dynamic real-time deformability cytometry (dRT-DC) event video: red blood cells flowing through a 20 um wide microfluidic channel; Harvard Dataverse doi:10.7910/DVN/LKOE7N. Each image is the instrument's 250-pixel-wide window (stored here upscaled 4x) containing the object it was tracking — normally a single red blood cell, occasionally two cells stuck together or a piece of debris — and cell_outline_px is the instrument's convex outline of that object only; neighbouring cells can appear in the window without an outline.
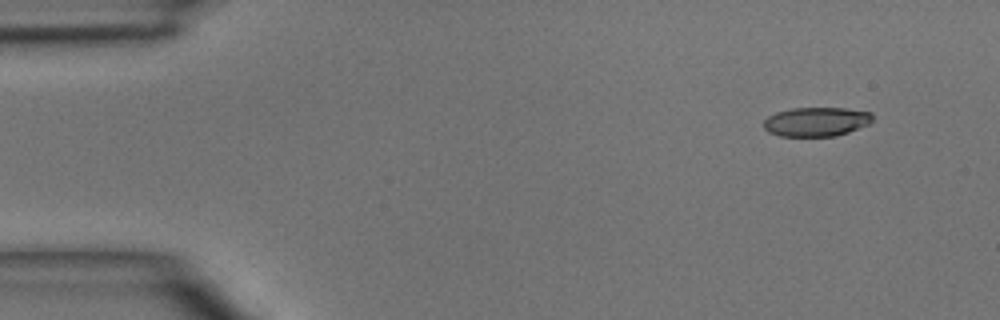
{"species": "common noctule bat (a hibernating species)", "species_latin": "Nyctalus noctula", "temperature_condition": "room temperature", "stored_images_in_passage": 6, "camera_frame_rate_fps": 3000, "um_per_image_px": 0.085, "animal": {"sex": "male", "body_mass_g": 15.6}, "frame": {"image": 1, "passage_image": 1, "time_ms": 0.0, "image_size_px": [1000, 320], "cell_outline_px": [[872, 120], [868, 124], [848, 132], [836, 136], [780, 136], [768, 132], [764, 128], [764, 120], [768, 116], [776, 112], [792, 108], [844, 108], [872, 112]], "centroid_in_image_um": [69.37, 10.34], "position_along_channel_um": 15.6, "area_um2": 18.5}}
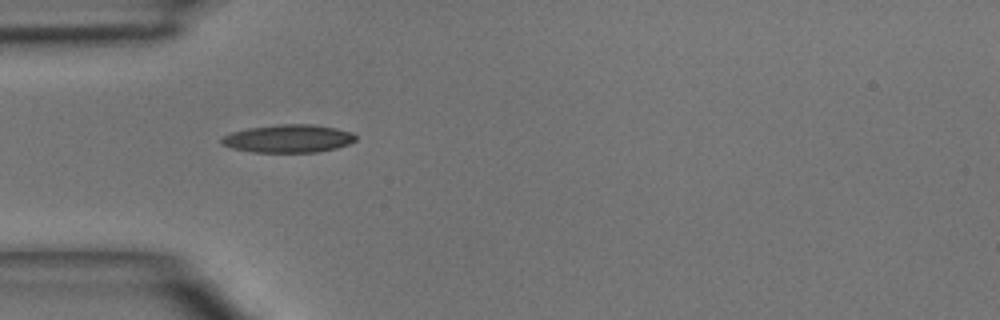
{"frame": {"image": 2, "passage_image": 4, "time_ms": 3.333, "image_size_px": [1000, 320], "cell_outline_px": [[356, 140], [348, 144], [336, 148], [316, 152], [252, 152], [232, 148], [220, 144], [220, 140], [224, 136], [232, 132], [248, 128], [280, 124], [312, 124], [336, 128], [352, 132], [356, 136]], "centroid_in_image_um": [24.5, 11.78], "position_along_channel_um": 60.5, "area_um2": 21.85}}
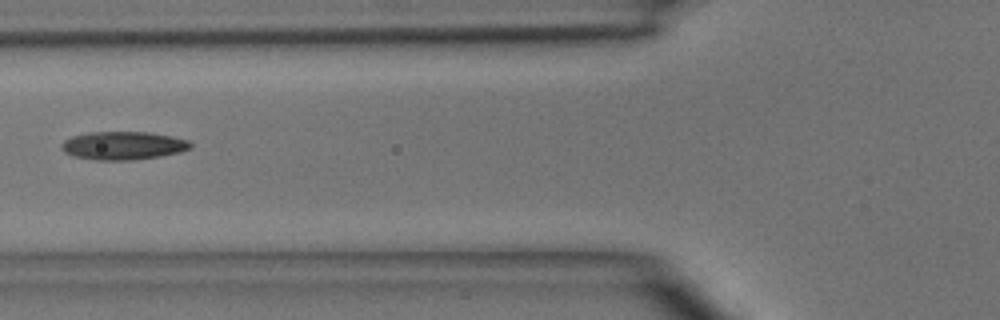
{"frame": {"image": 3, "passage_image": 5, "time_ms": 4.667, "image_size_px": [1000, 320], "cell_outline_px": [[192, 148], [180, 152], [160, 156], [132, 160], [96, 160], [72, 156], [64, 152], [60, 148], [60, 144], [64, 140], [72, 136], [88, 132], [148, 132], [172, 136], [188, 140], [192, 144]], "centroid_in_image_um": [10.45, 12.37], "position_along_channel_um": 115.4, "area_um2": 21.39}}